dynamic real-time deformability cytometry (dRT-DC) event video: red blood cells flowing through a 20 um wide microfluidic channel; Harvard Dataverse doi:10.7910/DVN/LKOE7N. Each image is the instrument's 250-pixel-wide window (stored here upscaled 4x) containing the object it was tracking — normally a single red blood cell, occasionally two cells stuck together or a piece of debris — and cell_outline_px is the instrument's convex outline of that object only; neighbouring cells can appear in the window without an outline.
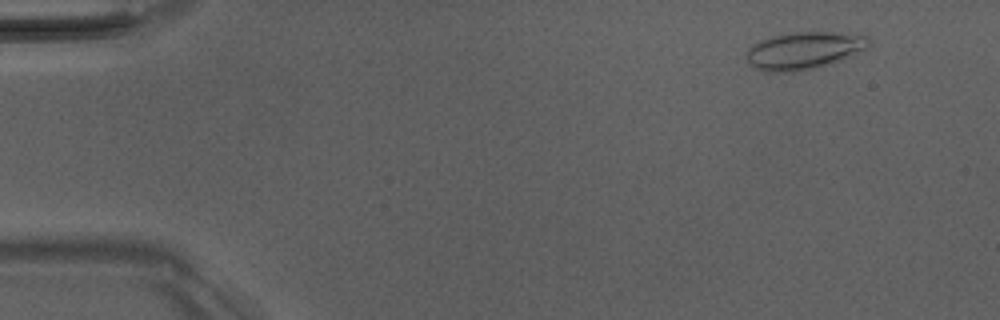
{"species": "Egyptian fruit bat (a non-hibernating species)", "species_latin": "Rousettus aegyptiacus", "temperature_condition": "room temperature", "stored_images_in_passage": 4, "camera_frame_rate_fps": 3000, "um_per_image_px": 0.085, "animal": {"sex": "male"}, "frame": {"image": 1, "passage_image": 1, "time_ms": 0.0, "image_size_px": [1000, 320], "cell_outline_px": [[872, 44], [868, 48], [852, 56], [832, 64], [796, 72], [764, 72], [756, 68], [748, 60], [744, 52], [752, 44], [760, 40], [772, 36], [792, 32], [832, 32], [868, 36]], "centroid_in_image_um": [68.35, 4.3], "position_along_channel_um": 16.6, "area_um2": 27.05}}